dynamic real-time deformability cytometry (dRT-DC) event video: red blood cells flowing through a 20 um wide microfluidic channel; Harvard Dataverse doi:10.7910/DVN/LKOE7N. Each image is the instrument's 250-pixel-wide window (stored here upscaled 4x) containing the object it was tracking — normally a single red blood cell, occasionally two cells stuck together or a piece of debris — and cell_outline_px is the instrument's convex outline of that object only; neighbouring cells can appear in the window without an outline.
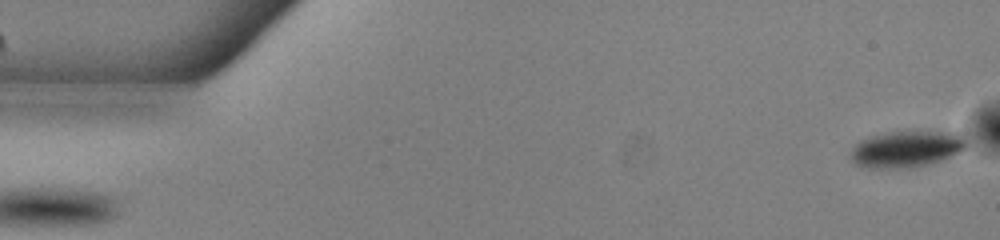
{"species": "common noctule bat (a hibernating species)", "species_latin": "Nyctalus noctula", "temperature_condition": "warm", "stored_images_in_passage": 53, "camera_frame_rate_fps": 3000, "um_per_image_px": 0.085, "animal": {"sex": "male", "body_mass_g": 13.0, "forearm_length_mm": 53.1}, "frame": {"image": 1, "passage_image": 1, "time_ms": 0.0, "image_size_px": [1000, 240], "cell_outline_px": [[968, 144], [964, 148], [940, 160], [908, 168], [868, 168], [856, 164], [852, 160], [852, 148], [860, 140], [884, 132], [956, 132], [964, 136]], "centroid_in_image_um": [77.02, 12.66], "position_along_channel_um": 8.0, "area_um2": 24.1}}
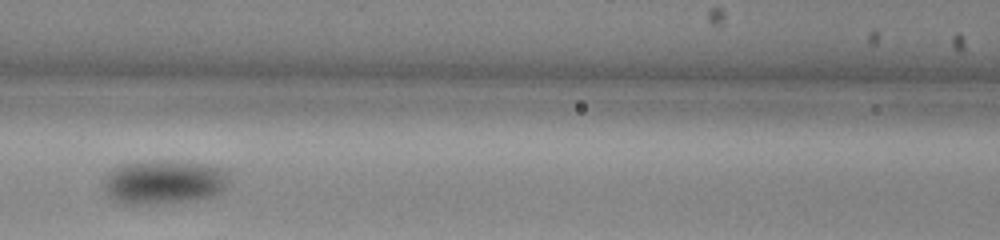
{"frame": {"image": 2, "passage_image": 23, "time_ms": 7.333, "image_size_px": [1000, 240], "cell_outline_px": [[228, 180], [224, 192], [216, 196], [204, 200], [164, 204], [124, 204], [108, 196], [104, 188], [104, 176], [112, 168], [124, 164], [204, 164], [224, 168]], "centroid_in_image_um": [13.97, 15.57], "position_along_channel_um": 152.6, "area_um2": 31.62}}
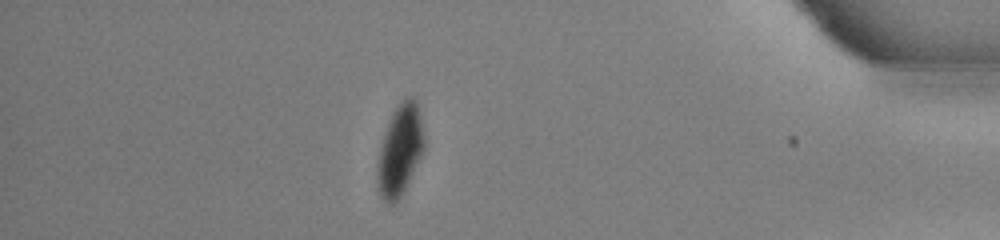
{"frame": {"image": 3, "passage_image": 46, "time_ms": 15.0, "image_size_px": [1000, 240], "cell_outline_px": [[424, 148], [396, 204], [388, 204], [380, 196], [376, 184], [376, 172], [380, 148], [392, 112], [400, 100], [404, 96], [412, 96], [416, 100], [420, 116], [424, 136]], "centroid_in_image_um": [33.97, 12.74], "position_along_channel_um": 401.2, "area_um2": 24.45}, "authors_computed_cell_mechanics": {"area_um2": 27.6862, "velocity_mm_per_s": 3.8487, "shape_relaxation_time_tau1_ms": 7.6699, "shape_relaxation_time_tau2_ms": null, "deformation_change_tau1": 0.1378, "deformation_change_tau2": null}}